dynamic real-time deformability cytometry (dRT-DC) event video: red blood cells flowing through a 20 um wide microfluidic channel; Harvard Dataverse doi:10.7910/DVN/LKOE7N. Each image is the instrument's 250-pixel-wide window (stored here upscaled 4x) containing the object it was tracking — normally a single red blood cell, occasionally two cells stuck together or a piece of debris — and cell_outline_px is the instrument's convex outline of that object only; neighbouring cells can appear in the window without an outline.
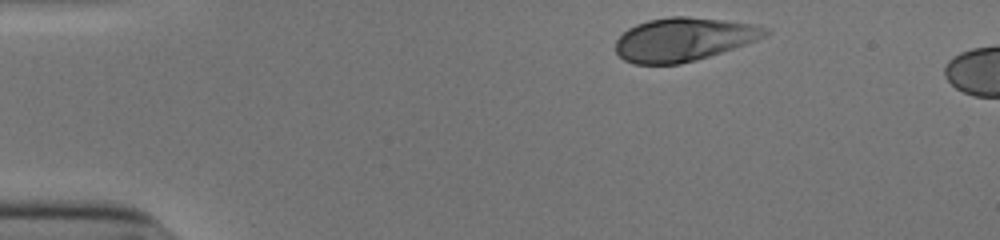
{"species": "human", "species_latin": "Homo sapiens", "temperature_condition": "cold", "stored_images_in_passage": 1, "camera_frame_rate_fps": 3000, "um_per_image_px": 0.085, "donor": {"sex": "male"}, "frame": {"image": 1, "passage_image": 1, "time_ms": 0.0, "image_size_px": [1000, 240], "cell_outline_px": [[772, 32], [756, 40], [696, 60], [680, 64], [632, 64], [624, 60], [616, 52], [616, 40], [628, 28], [636, 24], [648, 20], [672, 16], [684, 16], [720, 20], [748, 24], [768, 28]], "centroid_in_image_um": [58.05, 3.35], "position_along_channel_um": 27.0, "area_um2": 37.4}}